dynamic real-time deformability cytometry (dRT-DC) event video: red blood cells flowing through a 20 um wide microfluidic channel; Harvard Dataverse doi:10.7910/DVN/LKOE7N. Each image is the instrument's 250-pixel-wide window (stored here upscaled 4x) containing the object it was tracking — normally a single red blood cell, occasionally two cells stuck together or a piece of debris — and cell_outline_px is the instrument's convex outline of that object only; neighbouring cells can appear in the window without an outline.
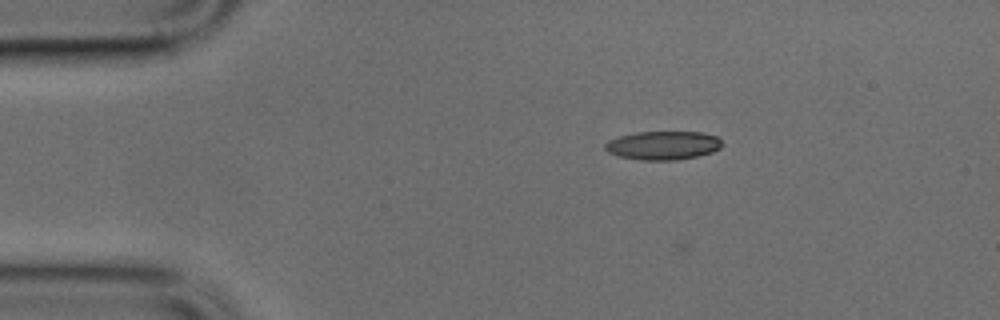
{"species": "common noctule bat (a hibernating species)", "species_latin": "Nyctalus noctula", "temperature_condition": "cold", "stored_images_in_passage": 14, "camera_frame_rate_fps": 3000, "um_per_image_px": 0.085, "animal": {"sex": "male", "body_mass_g": 17.9, "forearm_length_mm": 54.2}, "frame": {"image": 1, "passage_image": 9, "time_ms": 2.667, "image_size_px": [1000, 320], "cell_outline_px": [[724, 144], [720, 148], [712, 152], [696, 156], [676, 160], [640, 160], [620, 156], [608, 152], [604, 148], [604, 144], [608, 140], [620, 136], [636, 132], [704, 132], [716, 136]], "centroid_in_image_um": [56.36, 12.35], "position_along_channel_um": 28.6, "area_um2": 19.54}}